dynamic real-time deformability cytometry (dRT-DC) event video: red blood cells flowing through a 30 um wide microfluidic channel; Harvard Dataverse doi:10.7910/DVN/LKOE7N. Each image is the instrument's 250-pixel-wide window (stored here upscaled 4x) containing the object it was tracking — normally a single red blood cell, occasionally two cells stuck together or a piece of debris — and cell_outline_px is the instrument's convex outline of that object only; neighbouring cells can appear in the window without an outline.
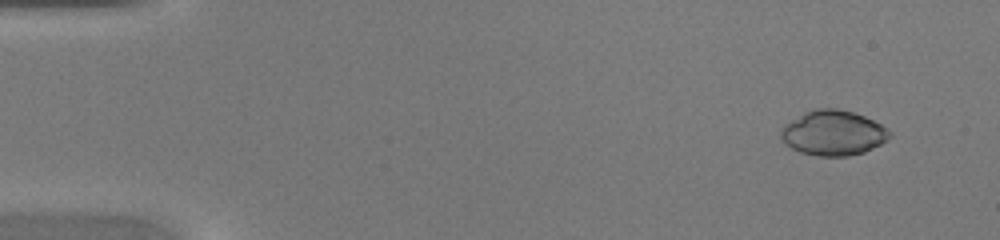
{"species": "common noctule bat (a hibernating species)", "species_latin": "Nyctalus noctula", "temperature_condition": "warm", "stored_images_in_passage": 44, "camera_frame_rate_fps": 3000, "um_per_image_px": 0.085, "animal": {"sex": "female", "body_mass_g": 20.0, "forearm_length_mm": 54.0}, "frame": {"image": 1, "passage_image": 1, "time_ms": 0.0, "image_size_px": [1000, 240], "cell_outline_px": [[892, 136], [888, 140], [864, 152], [848, 156], [816, 156], [800, 152], [784, 144], [780, 136], [780, 132], [784, 124], [804, 112], [816, 108], [836, 108], [852, 112], [864, 116], [880, 124], [892, 132]], "centroid_in_image_um": [70.81, 11.3], "position_along_channel_um": 14.2, "area_um2": 28.67}}
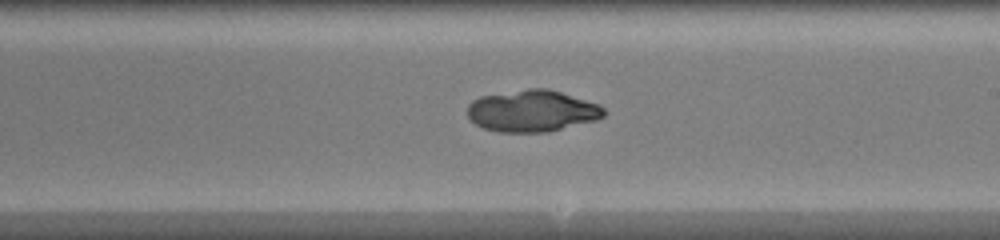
{"frame": {"image": 2, "passage_image": 25, "time_ms": 8.0, "image_size_px": [1000, 240], "cell_outline_px": [[604, 116], [596, 120], [548, 132], [500, 132], [484, 128], [476, 124], [468, 116], [468, 104], [472, 100], [480, 96], [528, 88], [548, 88], [600, 104], [604, 108]], "centroid_in_image_um": [45.24, 9.42], "position_along_channel_um": 243.8, "area_um2": 33.18}}
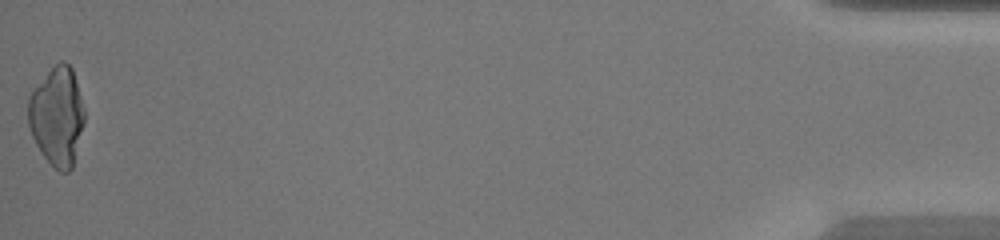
{"frame": {"image": 3, "passage_image": 44, "time_ms": 14.333, "image_size_px": [1000, 240], "cell_outline_px": [[84, 124], [72, 168], [68, 172], [60, 172], [44, 156], [36, 144], [32, 136], [28, 124], [28, 96], [32, 88], [60, 60], [64, 60], [72, 68], [84, 108]], "centroid_in_image_um": [4.84, 9.86], "position_along_channel_um": 430.4, "area_um2": 32.25}}